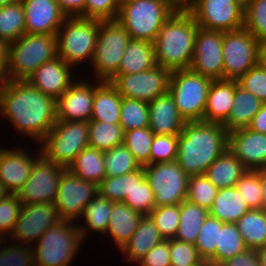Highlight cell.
Segmentation results:
<instances>
[{
  "label": "cell",
  "instance_id": "obj_1",
  "mask_svg": "<svg viewBox=\"0 0 266 266\" xmlns=\"http://www.w3.org/2000/svg\"><path fill=\"white\" fill-rule=\"evenodd\" d=\"M0 113L21 135L42 142L57 121L56 99L26 80L0 82Z\"/></svg>",
  "mask_w": 266,
  "mask_h": 266
},
{
  "label": "cell",
  "instance_id": "obj_2",
  "mask_svg": "<svg viewBox=\"0 0 266 266\" xmlns=\"http://www.w3.org/2000/svg\"><path fill=\"white\" fill-rule=\"evenodd\" d=\"M228 149V131L220 123L185 122L178 135L176 162L188 175H202Z\"/></svg>",
  "mask_w": 266,
  "mask_h": 266
},
{
  "label": "cell",
  "instance_id": "obj_3",
  "mask_svg": "<svg viewBox=\"0 0 266 266\" xmlns=\"http://www.w3.org/2000/svg\"><path fill=\"white\" fill-rule=\"evenodd\" d=\"M198 28L191 13L178 7L153 42L157 65L171 71L190 68Z\"/></svg>",
  "mask_w": 266,
  "mask_h": 266
},
{
  "label": "cell",
  "instance_id": "obj_4",
  "mask_svg": "<svg viewBox=\"0 0 266 266\" xmlns=\"http://www.w3.org/2000/svg\"><path fill=\"white\" fill-rule=\"evenodd\" d=\"M177 8L172 0H135L120 5L116 20L131 39L154 42L162 25Z\"/></svg>",
  "mask_w": 266,
  "mask_h": 266
},
{
  "label": "cell",
  "instance_id": "obj_5",
  "mask_svg": "<svg viewBox=\"0 0 266 266\" xmlns=\"http://www.w3.org/2000/svg\"><path fill=\"white\" fill-rule=\"evenodd\" d=\"M56 57V35L26 33L9 45L5 80H26L43 63Z\"/></svg>",
  "mask_w": 266,
  "mask_h": 266
},
{
  "label": "cell",
  "instance_id": "obj_6",
  "mask_svg": "<svg viewBox=\"0 0 266 266\" xmlns=\"http://www.w3.org/2000/svg\"><path fill=\"white\" fill-rule=\"evenodd\" d=\"M84 243L78 225L60 220L50 226L33 248L35 266H69Z\"/></svg>",
  "mask_w": 266,
  "mask_h": 266
},
{
  "label": "cell",
  "instance_id": "obj_7",
  "mask_svg": "<svg viewBox=\"0 0 266 266\" xmlns=\"http://www.w3.org/2000/svg\"><path fill=\"white\" fill-rule=\"evenodd\" d=\"M99 30V20L66 17L56 33L57 54L73 68L90 60L94 55Z\"/></svg>",
  "mask_w": 266,
  "mask_h": 266
},
{
  "label": "cell",
  "instance_id": "obj_8",
  "mask_svg": "<svg viewBox=\"0 0 266 266\" xmlns=\"http://www.w3.org/2000/svg\"><path fill=\"white\" fill-rule=\"evenodd\" d=\"M211 83L190 68L172 71L168 92L185 122L203 121Z\"/></svg>",
  "mask_w": 266,
  "mask_h": 266
},
{
  "label": "cell",
  "instance_id": "obj_9",
  "mask_svg": "<svg viewBox=\"0 0 266 266\" xmlns=\"http://www.w3.org/2000/svg\"><path fill=\"white\" fill-rule=\"evenodd\" d=\"M89 122L57 120L40 143L42 154L50 161L69 167L89 146Z\"/></svg>",
  "mask_w": 266,
  "mask_h": 266
},
{
  "label": "cell",
  "instance_id": "obj_10",
  "mask_svg": "<svg viewBox=\"0 0 266 266\" xmlns=\"http://www.w3.org/2000/svg\"><path fill=\"white\" fill-rule=\"evenodd\" d=\"M130 40L129 33L117 20H99L98 37L91 62L95 79L109 81L118 72Z\"/></svg>",
  "mask_w": 266,
  "mask_h": 266
},
{
  "label": "cell",
  "instance_id": "obj_11",
  "mask_svg": "<svg viewBox=\"0 0 266 266\" xmlns=\"http://www.w3.org/2000/svg\"><path fill=\"white\" fill-rule=\"evenodd\" d=\"M185 8L205 30L229 32L244 27V5L238 0H192Z\"/></svg>",
  "mask_w": 266,
  "mask_h": 266
},
{
  "label": "cell",
  "instance_id": "obj_12",
  "mask_svg": "<svg viewBox=\"0 0 266 266\" xmlns=\"http://www.w3.org/2000/svg\"><path fill=\"white\" fill-rule=\"evenodd\" d=\"M143 170L154 193L155 207L186 200L189 176L176 161L144 165Z\"/></svg>",
  "mask_w": 266,
  "mask_h": 266
},
{
  "label": "cell",
  "instance_id": "obj_13",
  "mask_svg": "<svg viewBox=\"0 0 266 266\" xmlns=\"http://www.w3.org/2000/svg\"><path fill=\"white\" fill-rule=\"evenodd\" d=\"M261 43L246 29L223 32V79L238 80L258 64Z\"/></svg>",
  "mask_w": 266,
  "mask_h": 266
},
{
  "label": "cell",
  "instance_id": "obj_14",
  "mask_svg": "<svg viewBox=\"0 0 266 266\" xmlns=\"http://www.w3.org/2000/svg\"><path fill=\"white\" fill-rule=\"evenodd\" d=\"M171 73L157 65L139 73L115 74L109 81L122 97L150 102L168 92Z\"/></svg>",
  "mask_w": 266,
  "mask_h": 266
},
{
  "label": "cell",
  "instance_id": "obj_15",
  "mask_svg": "<svg viewBox=\"0 0 266 266\" xmlns=\"http://www.w3.org/2000/svg\"><path fill=\"white\" fill-rule=\"evenodd\" d=\"M67 169L41 154L33 164L30 178L17 192L18 199L22 204L54 202L58 184Z\"/></svg>",
  "mask_w": 266,
  "mask_h": 266
},
{
  "label": "cell",
  "instance_id": "obj_16",
  "mask_svg": "<svg viewBox=\"0 0 266 266\" xmlns=\"http://www.w3.org/2000/svg\"><path fill=\"white\" fill-rule=\"evenodd\" d=\"M98 195V185L85 181L66 170L58 184L54 201L63 220H79L86 205Z\"/></svg>",
  "mask_w": 266,
  "mask_h": 266
},
{
  "label": "cell",
  "instance_id": "obj_17",
  "mask_svg": "<svg viewBox=\"0 0 266 266\" xmlns=\"http://www.w3.org/2000/svg\"><path fill=\"white\" fill-rule=\"evenodd\" d=\"M61 219L54 202L22 204L20 215L14 225L10 238L21 245L37 241L43 233ZM29 243V244H28Z\"/></svg>",
  "mask_w": 266,
  "mask_h": 266
},
{
  "label": "cell",
  "instance_id": "obj_18",
  "mask_svg": "<svg viewBox=\"0 0 266 266\" xmlns=\"http://www.w3.org/2000/svg\"><path fill=\"white\" fill-rule=\"evenodd\" d=\"M223 32L198 28L190 69L211 80L223 79Z\"/></svg>",
  "mask_w": 266,
  "mask_h": 266
},
{
  "label": "cell",
  "instance_id": "obj_19",
  "mask_svg": "<svg viewBox=\"0 0 266 266\" xmlns=\"http://www.w3.org/2000/svg\"><path fill=\"white\" fill-rule=\"evenodd\" d=\"M228 150L247 170L266 167V134L246 128L228 133Z\"/></svg>",
  "mask_w": 266,
  "mask_h": 266
},
{
  "label": "cell",
  "instance_id": "obj_20",
  "mask_svg": "<svg viewBox=\"0 0 266 266\" xmlns=\"http://www.w3.org/2000/svg\"><path fill=\"white\" fill-rule=\"evenodd\" d=\"M84 81L73 82L56 100L57 120L90 121L96 81Z\"/></svg>",
  "mask_w": 266,
  "mask_h": 266
},
{
  "label": "cell",
  "instance_id": "obj_21",
  "mask_svg": "<svg viewBox=\"0 0 266 266\" xmlns=\"http://www.w3.org/2000/svg\"><path fill=\"white\" fill-rule=\"evenodd\" d=\"M28 34L56 35L67 17L56 0H20Z\"/></svg>",
  "mask_w": 266,
  "mask_h": 266
},
{
  "label": "cell",
  "instance_id": "obj_22",
  "mask_svg": "<svg viewBox=\"0 0 266 266\" xmlns=\"http://www.w3.org/2000/svg\"><path fill=\"white\" fill-rule=\"evenodd\" d=\"M71 69L74 68L56 57L43 63L26 81L43 94L50 95L57 100L74 82Z\"/></svg>",
  "mask_w": 266,
  "mask_h": 266
},
{
  "label": "cell",
  "instance_id": "obj_23",
  "mask_svg": "<svg viewBox=\"0 0 266 266\" xmlns=\"http://www.w3.org/2000/svg\"><path fill=\"white\" fill-rule=\"evenodd\" d=\"M17 148H0V181L11 194H17L30 178L33 164L42 154L40 150L39 155L33 158L23 150L24 147Z\"/></svg>",
  "mask_w": 266,
  "mask_h": 266
},
{
  "label": "cell",
  "instance_id": "obj_24",
  "mask_svg": "<svg viewBox=\"0 0 266 266\" xmlns=\"http://www.w3.org/2000/svg\"><path fill=\"white\" fill-rule=\"evenodd\" d=\"M149 105V128L155 135H179L185 124L172 96L167 92L158 96Z\"/></svg>",
  "mask_w": 266,
  "mask_h": 266
},
{
  "label": "cell",
  "instance_id": "obj_25",
  "mask_svg": "<svg viewBox=\"0 0 266 266\" xmlns=\"http://www.w3.org/2000/svg\"><path fill=\"white\" fill-rule=\"evenodd\" d=\"M235 97V80H212L203 121L223 124L230 114Z\"/></svg>",
  "mask_w": 266,
  "mask_h": 266
},
{
  "label": "cell",
  "instance_id": "obj_26",
  "mask_svg": "<svg viewBox=\"0 0 266 266\" xmlns=\"http://www.w3.org/2000/svg\"><path fill=\"white\" fill-rule=\"evenodd\" d=\"M122 96L110 81H96L90 121L120 124Z\"/></svg>",
  "mask_w": 266,
  "mask_h": 266
},
{
  "label": "cell",
  "instance_id": "obj_27",
  "mask_svg": "<svg viewBox=\"0 0 266 266\" xmlns=\"http://www.w3.org/2000/svg\"><path fill=\"white\" fill-rule=\"evenodd\" d=\"M164 239L160 235L158 228L149 215H145L132 234L130 240L121 248L124 256L129 262H139L155 245Z\"/></svg>",
  "mask_w": 266,
  "mask_h": 266
},
{
  "label": "cell",
  "instance_id": "obj_28",
  "mask_svg": "<svg viewBox=\"0 0 266 266\" xmlns=\"http://www.w3.org/2000/svg\"><path fill=\"white\" fill-rule=\"evenodd\" d=\"M143 215L124 202H113L107 232L121 248L130 240Z\"/></svg>",
  "mask_w": 266,
  "mask_h": 266
},
{
  "label": "cell",
  "instance_id": "obj_29",
  "mask_svg": "<svg viewBox=\"0 0 266 266\" xmlns=\"http://www.w3.org/2000/svg\"><path fill=\"white\" fill-rule=\"evenodd\" d=\"M264 103L244 90L235 80V97L228 119L222 124L229 132L246 128Z\"/></svg>",
  "mask_w": 266,
  "mask_h": 266
},
{
  "label": "cell",
  "instance_id": "obj_30",
  "mask_svg": "<svg viewBox=\"0 0 266 266\" xmlns=\"http://www.w3.org/2000/svg\"><path fill=\"white\" fill-rule=\"evenodd\" d=\"M157 66L153 42L131 39L116 74L139 73Z\"/></svg>",
  "mask_w": 266,
  "mask_h": 266
},
{
  "label": "cell",
  "instance_id": "obj_31",
  "mask_svg": "<svg viewBox=\"0 0 266 266\" xmlns=\"http://www.w3.org/2000/svg\"><path fill=\"white\" fill-rule=\"evenodd\" d=\"M250 208L239 191L233 187L219 189L209 215L223 223H236Z\"/></svg>",
  "mask_w": 266,
  "mask_h": 266
},
{
  "label": "cell",
  "instance_id": "obj_32",
  "mask_svg": "<svg viewBox=\"0 0 266 266\" xmlns=\"http://www.w3.org/2000/svg\"><path fill=\"white\" fill-rule=\"evenodd\" d=\"M246 170L242 162L227 149L204 174L214 186L223 189L235 186Z\"/></svg>",
  "mask_w": 266,
  "mask_h": 266
},
{
  "label": "cell",
  "instance_id": "obj_33",
  "mask_svg": "<svg viewBox=\"0 0 266 266\" xmlns=\"http://www.w3.org/2000/svg\"><path fill=\"white\" fill-rule=\"evenodd\" d=\"M68 170L80 179L98 185L106 177L104 152L88 146L78 154Z\"/></svg>",
  "mask_w": 266,
  "mask_h": 266
},
{
  "label": "cell",
  "instance_id": "obj_34",
  "mask_svg": "<svg viewBox=\"0 0 266 266\" xmlns=\"http://www.w3.org/2000/svg\"><path fill=\"white\" fill-rule=\"evenodd\" d=\"M236 225L248 249L266 246V209H250Z\"/></svg>",
  "mask_w": 266,
  "mask_h": 266
},
{
  "label": "cell",
  "instance_id": "obj_35",
  "mask_svg": "<svg viewBox=\"0 0 266 266\" xmlns=\"http://www.w3.org/2000/svg\"><path fill=\"white\" fill-rule=\"evenodd\" d=\"M247 249L236 223L222 222L215 254L208 264L209 266H219L223 261L233 258Z\"/></svg>",
  "mask_w": 266,
  "mask_h": 266
},
{
  "label": "cell",
  "instance_id": "obj_36",
  "mask_svg": "<svg viewBox=\"0 0 266 266\" xmlns=\"http://www.w3.org/2000/svg\"><path fill=\"white\" fill-rule=\"evenodd\" d=\"M112 204V201L98 194L86 205L81 215L86 227L78 226L82 239H86L88 230L106 235Z\"/></svg>",
  "mask_w": 266,
  "mask_h": 266
},
{
  "label": "cell",
  "instance_id": "obj_37",
  "mask_svg": "<svg viewBox=\"0 0 266 266\" xmlns=\"http://www.w3.org/2000/svg\"><path fill=\"white\" fill-rule=\"evenodd\" d=\"M209 211L187 200L180 203V221L175 238L194 244Z\"/></svg>",
  "mask_w": 266,
  "mask_h": 266
},
{
  "label": "cell",
  "instance_id": "obj_38",
  "mask_svg": "<svg viewBox=\"0 0 266 266\" xmlns=\"http://www.w3.org/2000/svg\"><path fill=\"white\" fill-rule=\"evenodd\" d=\"M26 34L21 1L0 7V38L9 44Z\"/></svg>",
  "mask_w": 266,
  "mask_h": 266
},
{
  "label": "cell",
  "instance_id": "obj_39",
  "mask_svg": "<svg viewBox=\"0 0 266 266\" xmlns=\"http://www.w3.org/2000/svg\"><path fill=\"white\" fill-rule=\"evenodd\" d=\"M89 147L103 152L122 145L124 130L119 124L89 121Z\"/></svg>",
  "mask_w": 266,
  "mask_h": 266
},
{
  "label": "cell",
  "instance_id": "obj_40",
  "mask_svg": "<svg viewBox=\"0 0 266 266\" xmlns=\"http://www.w3.org/2000/svg\"><path fill=\"white\" fill-rule=\"evenodd\" d=\"M104 166L109 177L128 174L142 167L124 144L104 152Z\"/></svg>",
  "mask_w": 266,
  "mask_h": 266
},
{
  "label": "cell",
  "instance_id": "obj_41",
  "mask_svg": "<svg viewBox=\"0 0 266 266\" xmlns=\"http://www.w3.org/2000/svg\"><path fill=\"white\" fill-rule=\"evenodd\" d=\"M123 202L143 216L149 215L155 208L154 193L145 178L143 166L135 170L134 189Z\"/></svg>",
  "mask_w": 266,
  "mask_h": 266
},
{
  "label": "cell",
  "instance_id": "obj_42",
  "mask_svg": "<svg viewBox=\"0 0 266 266\" xmlns=\"http://www.w3.org/2000/svg\"><path fill=\"white\" fill-rule=\"evenodd\" d=\"M119 125L124 132L149 127L148 102L122 97Z\"/></svg>",
  "mask_w": 266,
  "mask_h": 266
},
{
  "label": "cell",
  "instance_id": "obj_43",
  "mask_svg": "<svg viewBox=\"0 0 266 266\" xmlns=\"http://www.w3.org/2000/svg\"><path fill=\"white\" fill-rule=\"evenodd\" d=\"M154 135L149 127L124 132L123 144L141 166L150 164V152Z\"/></svg>",
  "mask_w": 266,
  "mask_h": 266
},
{
  "label": "cell",
  "instance_id": "obj_44",
  "mask_svg": "<svg viewBox=\"0 0 266 266\" xmlns=\"http://www.w3.org/2000/svg\"><path fill=\"white\" fill-rule=\"evenodd\" d=\"M135 186V171L117 177L106 176L98 184V194L112 202H123Z\"/></svg>",
  "mask_w": 266,
  "mask_h": 266
},
{
  "label": "cell",
  "instance_id": "obj_45",
  "mask_svg": "<svg viewBox=\"0 0 266 266\" xmlns=\"http://www.w3.org/2000/svg\"><path fill=\"white\" fill-rule=\"evenodd\" d=\"M218 190L219 189L208 180L205 174L191 175L188 178L186 200L209 210L217 196Z\"/></svg>",
  "mask_w": 266,
  "mask_h": 266
},
{
  "label": "cell",
  "instance_id": "obj_46",
  "mask_svg": "<svg viewBox=\"0 0 266 266\" xmlns=\"http://www.w3.org/2000/svg\"><path fill=\"white\" fill-rule=\"evenodd\" d=\"M221 227V221L208 215L203 222V225L196 238L194 245L200 257L207 262L215 254V249L219 238V230Z\"/></svg>",
  "mask_w": 266,
  "mask_h": 266
},
{
  "label": "cell",
  "instance_id": "obj_47",
  "mask_svg": "<svg viewBox=\"0 0 266 266\" xmlns=\"http://www.w3.org/2000/svg\"><path fill=\"white\" fill-rule=\"evenodd\" d=\"M244 28L266 43V0H251L244 6Z\"/></svg>",
  "mask_w": 266,
  "mask_h": 266
},
{
  "label": "cell",
  "instance_id": "obj_48",
  "mask_svg": "<svg viewBox=\"0 0 266 266\" xmlns=\"http://www.w3.org/2000/svg\"><path fill=\"white\" fill-rule=\"evenodd\" d=\"M179 215L180 204L155 207L149 214L164 240L175 238L180 221Z\"/></svg>",
  "mask_w": 266,
  "mask_h": 266
},
{
  "label": "cell",
  "instance_id": "obj_49",
  "mask_svg": "<svg viewBox=\"0 0 266 266\" xmlns=\"http://www.w3.org/2000/svg\"><path fill=\"white\" fill-rule=\"evenodd\" d=\"M235 188L243 196L250 209H263L259 170H246L236 182Z\"/></svg>",
  "mask_w": 266,
  "mask_h": 266
},
{
  "label": "cell",
  "instance_id": "obj_50",
  "mask_svg": "<svg viewBox=\"0 0 266 266\" xmlns=\"http://www.w3.org/2000/svg\"><path fill=\"white\" fill-rule=\"evenodd\" d=\"M0 247V266H35L32 246L18 243ZM18 244V245H17Z\"/></svg>",
  "mask_w": 266,
  "mask_h": 266
},
{
  "label": "cell",
  "instance_id": "obj_51",
  "mask_svg": "<svg viewBox=\"0 0 266 266\" xmlns=\"http://www.w3.org/2000/svg\"><path fill=\"white\" fill-rule=\"evenodd\" d=\"M178 135H154L150 152V164L176 161Z\"/></svg>",
  "mask_w": 266,
  "mask_h": 266
},
{
  "label": "cell",
  "instance_id": "obj_52",
  "mask_svg": "<svg viewBox=\"0 0 266 266\" xmlns=\"http://www.w3.org/2000/svg\"><path fill=\"white\" fill-rule=\"evenodd\" d=\"M170 260L171 266H192L203 259L194 244L173 238L170 239Z\"/></svg>",
  "mask_w": 266,
  "mask_h": 266
},
{
  "label": "cell",
  "instance_id": "obj_53",
  "mask_svg": "<svg viewBox=\"0 0 266 266\" xmlns=\"http://www.w3.org/2000/svg\"><path fill=\"white\" fill-rule=\"evenodd\" d=\"M237 82L244 90L266 103V70L259 63L250 68Z\"/></svg>",
  "mask_w": 266,
  "mask_h": 266
},
{
  "label": "cell",
  "instance_id": "obj_54",
  "mask_svg": "<svg viewBox=\"0 0 266 266\" xmlns=\"http://www.w3.org/2000/svg\"><path fill=\"white\" fill-rule=\"evenodd\" d=\"M22 203L16 194L0 201V234L8 239L20 215ZM8 235V238L7 236Z\"/></svg>",
  "mask_w": 266,
  "mask_h": 266
},
{
  "label": "cell",
  "instance_id": "obj_55",
  "mask_svg": "<svg viewBox=\"0 0 266 266\" xmlns=\"http://www.w3.org/2000/svg\"><path fill=\"white\" fill-rule=\"evenodd\" d=\"M119 8L118 0H86L84 18L100 21L116 20Z\"/></svg>",
  "mask_w": 266,
  "mask_h": 266
},
{
  "label": "cell",
  "instance_id": "obj_56",
  "mask_svg": "<svg viewBox=\"0 0 266 266\" xmlns=\"http://www.w3.org/2000/svg\"><path fill=\"white\" fill-rule=\"evenodd\" d=\"M138 263L139 266H171L170 239L155 245Z\"/></svg>",
  "mask_w": 266,
  "mask_h": 266
},
{
  "label": "cell",
  "instance_id": "obj_57",
  "mask_svg": "<svg viewBox=\"0 0 266 266\" xmlns=\"http://www.w3.org/2000/svg\"><path fill=\"white\" fill-rule=\"evenodd\" d=\"M219 266H260L258 252L255 249H247L223 261Z\"/></svg>",
  "mask_w": 266,
  "mask_h": 266
},
{
  "label": "cell",
  "instance_id": "obj_58",
  "mask_svg": "<svg viewBox=\"0 0 266 266\" xmlns=\"http://www.w3.org/2000/svg\"><path fill=\"white\" fill-rule=\"evenodd\" d=\"M62 12L67 17H82L84 18V9L86 0H56Z\"/></svg>",
  "mask_w": 266,
  "mask_h": 266
},
{
  "label": "cell",
  "instance_id": "obj_59",
  "mask_svg": "<svg viewBox=\"0 0 266 266\" xmlns=\"http://www.w3.org/2000/svg\"><path fill=\"white\" fill-rule=\"evenodd\" d=\"M248 128L266 134V103L262 105L256 115L252 118Z\"/></svg>",
  "mask_w": 266,
  "mask_h": 266
},
{
  "label": "cell",
  "instance_id": "obj_60",
  "mask_svg": "<svg viewBox=\"0 0 266 266\" xmlns=\"http://www.w3.org/2000/svg\"><path fill=\"white\" fill-rule=\"evenodd\" d=\"M9 43L0 38V82L5 80L9 65Z\"/></svg>",
  "mask_w": 266,
  "mask_h": 266
},
{
  "label": "cell",
  "instance_id": "obj_61",
  "mask_svg": "<svg viewBox=\"0 0 266 266\" xmlns=\"http://www.w3.org/2000/svg\"><path fill=\"white\" fill-rule=\"evenodd\" d=\"M261 190L263 196V209H266V167L263 169H259Z\"/></svg>",
  "mask_w": 266,
  "mask_h": 266
},
{
  "label": "cell",
  "instance_id": "obj_62",
  "mask_svg": "<svg viewBox=\"0 0 266 266\" xmlns=\"http://www.w3.org/2000/svg\"><path fill=\"white\" fill-rule=\"evenodd\" d=\"M258 63L263 69L266 70V43H261L259 47Z\"/></svg>",
  "mask_w": 266,
  "mask_h": 266
},
{
  "label": "cell",
  "instance_id": "obj_63",
  "mask_svg": "<svg viewBox=\"0 0 266 266\" xmlns=\"http://www.w3.org/2000/svg\"><path fill=\"white\" fill-rule=\"evenodd\" d=\"M257 252L260 266H266V246L261 249H258Z\"/></svg>",
  "mask_w": 266,
  "mask_h": 266
},
{
  "label": "cell",
  "instance_id": "obj_64",
  "mask_svg": "<svg viewBox=\"0 0 266 266\" xmlns=\"http://www.w3.org/2000/svg\"><path fill=\"white\" fill-rule=\"evenodd\" d=\"M11 193L5 188L3 183L0 181V201L6 199Z\"/></svg>",
  "mask_w": 266,
  "mask_h": 266
},
{
  "label": "cell",
  "instance_id": "obj_65",
  "mask_svg": "<svg viewBox=\"0 0 266 266\" xmlns=\"http://www.w3.org/2000/svg\"><path fill=\"white\" fill-rule=\"evenodd\" d=\"M178 7H185L192 0H172Z\"/></svg>",
  "mask_w": 266,
  "mask_h": 266
},
{
  "label": "cell",
  "instance_id": "obj_66",
  "mask_svg": "<svg viewBox=\"0 0 266 266\" xmlns=\"http://www.w3.org/2000/svg\"><path fill=\"white\" fill-rule=\"evenodd\" d=\"M20 0H0V7L6 6L8 4L16 3Z\"/></svg>",
  "mask_w": 266,
  "mask_h": 266
},
{
  "label": "cell",
  "instance_id": "obj_67",
  "mask_svg": "<svg viewBox=\"0 0 266 266\" xmlns=\"http://www.w3.org/2000/svg\"><path fill=\"white\" fill-rule=\"evenodd\" d=\"M192 266H209L208 262L205 260H202L199 264L192 265Z\"/></svg>",
  "mask_w": 266,
  "mask_h": 266
},
{
  "label": "cell",
  "instance_id": "obj_68",
  "mask_svg": "<svg viewBox=\"0 0 266 266\" xmlns=\"http://www.w3.org/2000/svg\"><path fill=\"white\" fill-rule=\"evenodd\" d=\"M120 5H123L125 3H129V2H132V1H135V0H118Z\"/></svg>",
  "mask_w": 266,
  "mask_h": 266
},
{
  "label": "cell",
  "instance_id": "obj_69",
  "mask_svg": "<svg viewBox=\"0 0 266 266\" xmlns=\"http://www.w3.org/2000/svg\"><path fill=\"white\" fill-rule=\"evenodd\" d=\"M238 1L245 6L251 0H238Z\"/></svg>",
  "mask_w": 266,
  "mask_h": 266
},
{
  "label": "cell",
  "instance_id": "obj_70",
  "mask_svg": "<svg viewBox=\"0 0 266 266\" xmlns=\"http://www.w3.org/2000/svg\"><path fill=\"white\" fill-rule=\"evenodd\" d=\"M6 239L0 234V246L3 244V242L5 241Z\"/></svg>",
  "mask_w": 266,
  "mask_h": 266
}]
</instances>
